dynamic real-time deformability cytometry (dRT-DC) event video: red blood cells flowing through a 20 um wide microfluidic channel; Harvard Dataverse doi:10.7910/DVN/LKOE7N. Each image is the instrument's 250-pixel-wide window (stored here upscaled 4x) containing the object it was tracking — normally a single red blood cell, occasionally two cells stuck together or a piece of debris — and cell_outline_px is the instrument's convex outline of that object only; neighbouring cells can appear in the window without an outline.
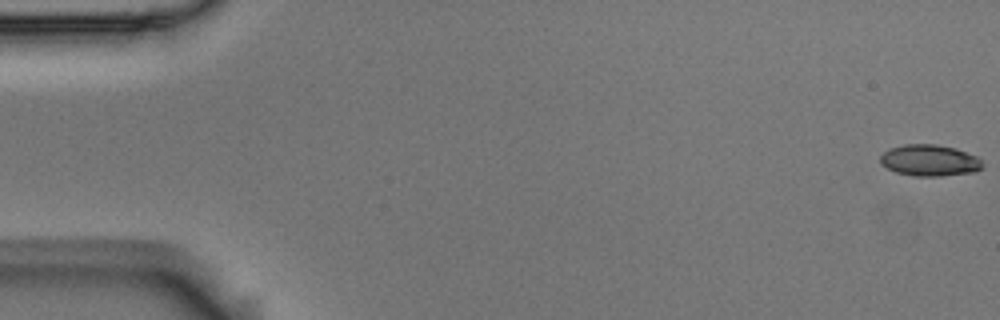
{"species": "Egyptian fruit bat (a non-hibernating species)", "species_latin": "Rousettus aegyptiacus", "temperature_condition": "room temperature", "stored_images_in_passage": 4, "segment_of_instrument_passage": [2, 2], "camera_frame_rate_fps": 3000, "um_per_image_px": 0.085, "animal": {"sex": "male"}, "frame": {"image": 1, "passage_image": 4, "time_ms": 1.0, "image_size_px": [1000, 320], "cell_outline_px": [[984, 168], [976, 172], [940, 176], [916, 176], [896, 172], [880, 164], [880, 156], [884, 152], [892, 148], [904, 144], [936, 144], [956, 148], [976, 156], [984, 164]], "centroid_in_image_um": [79.05, 13.64], "position_along_channel_um": 6.0, "area_um2": 18.79}}